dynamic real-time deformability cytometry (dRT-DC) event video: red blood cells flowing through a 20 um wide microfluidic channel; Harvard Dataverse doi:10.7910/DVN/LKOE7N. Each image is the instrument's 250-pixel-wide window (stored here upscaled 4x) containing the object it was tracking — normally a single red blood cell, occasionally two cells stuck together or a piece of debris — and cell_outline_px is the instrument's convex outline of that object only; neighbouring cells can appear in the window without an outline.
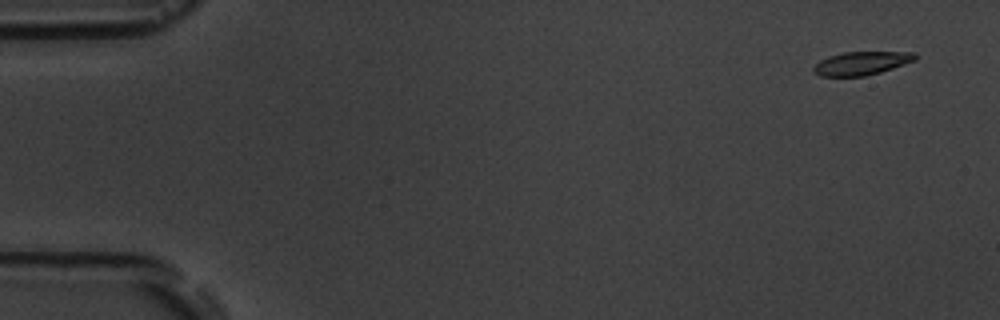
{"species": "common noctule bat (a hibernating species)", "species_latin": "Nyctalus noctula", "temperature_condition": "room temperature", "stored_images_in_passage": 5, "camera_frame_rate_fps": 3000, "um_per_image_px": 0.085, "animal": {"sex": "male", "body_mass_g": 19.5, "forearm_length_mm": 54.6}, "frame": {"image": 1, "passage_image": 1, "time_ms": 0.0, "image_size_px": [1000, 320], "cell_outline_px": [[916, 60], [880, 72], [864, 76], [820, 76], [812, 72], [812, 68], [820, 60], [828, 56], [844, 52], [916, 52]], "centroid_in_image_um": [73.19, 5.37], "position_along_channel_um": 11.8, "area_um2": 13.81}}
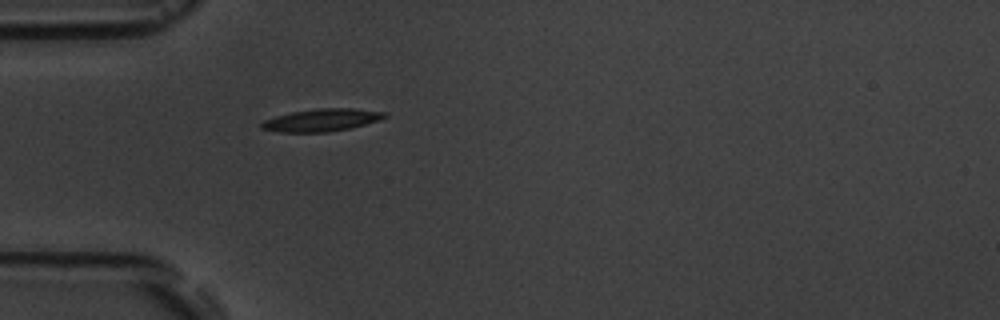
{"frame": {"image": 2, "passage_image": 5, "time_ms": 4.667, "image_size_px": [1000, 320], "cell_outline_px": [[388, 116], [364, 124], [348, 128], [328, 132], [280, 132], [260, 128], [260, 124], [264, 120], [276, 116], [292, 112], [316, 108], [352, 108], [388, 112]], "centroid_in_image_um": [27.33, 10.2], "position_along_channel_um": 57.7, "area_um2": 16.01}}